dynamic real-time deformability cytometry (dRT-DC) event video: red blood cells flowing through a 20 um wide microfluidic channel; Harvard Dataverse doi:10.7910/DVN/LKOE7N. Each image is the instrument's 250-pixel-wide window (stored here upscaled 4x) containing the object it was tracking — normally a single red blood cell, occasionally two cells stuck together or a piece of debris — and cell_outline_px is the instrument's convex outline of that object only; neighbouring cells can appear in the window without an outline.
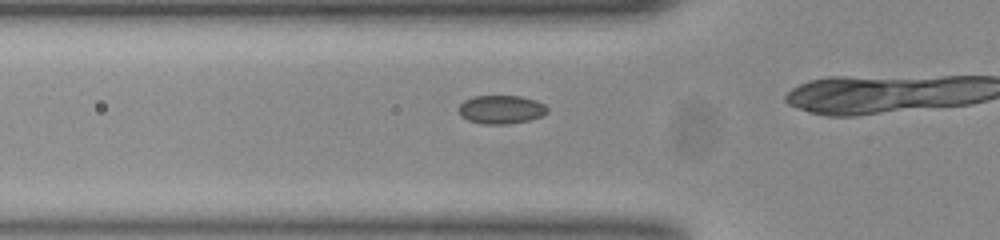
{"species": "common noctule bat (a hibernating species)", "species_latin": "Nyctalus noctula", "temperature_condition": "room temperature", "stored_images_in_passage": 13, "camera_frame_rate_fps": 3000, "um_per_image_px": 0.085, "animal": {"sex": "female", "body_mass_g": 23.0, "forearm_length_mm": 53.4}, "frame": {"image": 1, "passage_image": 8, "time_ms": 2.333, "image_size_px": [1000, 240], "cell_outline_px": [[548, 112], [544, 116], [528, 120], [508, 124], [484, 124], [468, 120], [460, 116], [456, 108], [464, 100], [472, 96], [520, 96], [536, 100], [544, 104], [548, 108]], "centroid_in_image_um": [42.58, 9.3], "position_along_channel_um": 83.2, "area_um2": 14.97}}
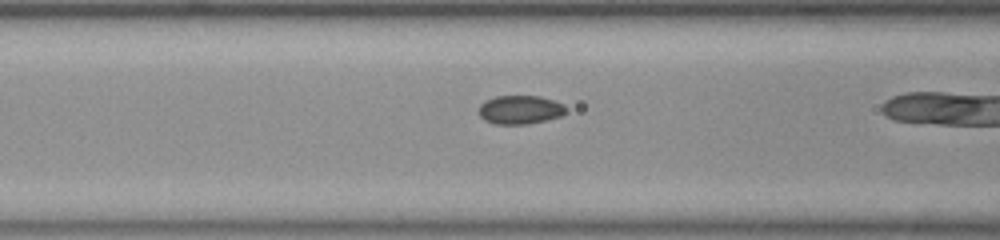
{"frame": {"image": 2, "passage_image": 11, "time_ms": 3.333, "image_size_px": [1000, 240], "cell_outline_px": [[568, 112], [560, 116], [544, 120], [524, 124], [496, 124], [484, 120], [480, 116], [480, 104], [484, 100], [496, 96], [540, 96], [564, 104], [568, 108]], "centroid_in_image_um": [44.22, 9.32], "position_along_channel_um": 122.4, "area_um2": 14.57}}